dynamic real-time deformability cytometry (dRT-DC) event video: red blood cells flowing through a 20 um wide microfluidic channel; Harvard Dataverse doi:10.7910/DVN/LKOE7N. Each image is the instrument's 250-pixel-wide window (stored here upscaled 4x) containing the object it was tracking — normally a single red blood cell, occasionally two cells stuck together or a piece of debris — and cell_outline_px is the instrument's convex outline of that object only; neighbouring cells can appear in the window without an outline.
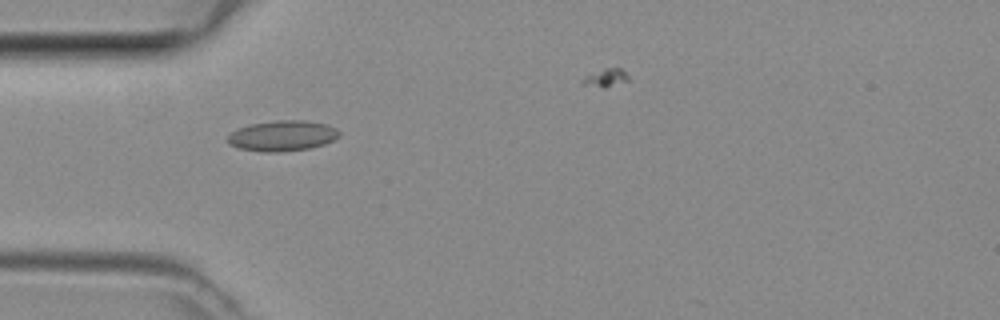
{"species": "common noctule bat (a hibernating species)", "species_latin": "Nyctalus noctula", "temperature_condition": "room temperature", "stored_images_in_passage": 5, "camera_frame_rate_fps": 3000, "um_per_image_px": 0.085, "animal": {"sex": "female", "body_mass_g": 29.2, "forearm_length_mm": 56.3}, "frame": {"image": 1, "passage_image": 3, "time_ms": 0.667, "image_size_px": [1000, 320], "cell_outline_px": [[340, 136], [324, 144], [312, 148], [280, 152], [260, 152], [236, 148], [228, 144], [228, 136], [236, 128], [252, 124], [276, 120], [304, 120], [328, 124], [336, 128], [340, 132]], "centroid_in_image_um": [24.0, 11.55], "position_along_channel_um": 61.0, "area_um2": 20.11}}